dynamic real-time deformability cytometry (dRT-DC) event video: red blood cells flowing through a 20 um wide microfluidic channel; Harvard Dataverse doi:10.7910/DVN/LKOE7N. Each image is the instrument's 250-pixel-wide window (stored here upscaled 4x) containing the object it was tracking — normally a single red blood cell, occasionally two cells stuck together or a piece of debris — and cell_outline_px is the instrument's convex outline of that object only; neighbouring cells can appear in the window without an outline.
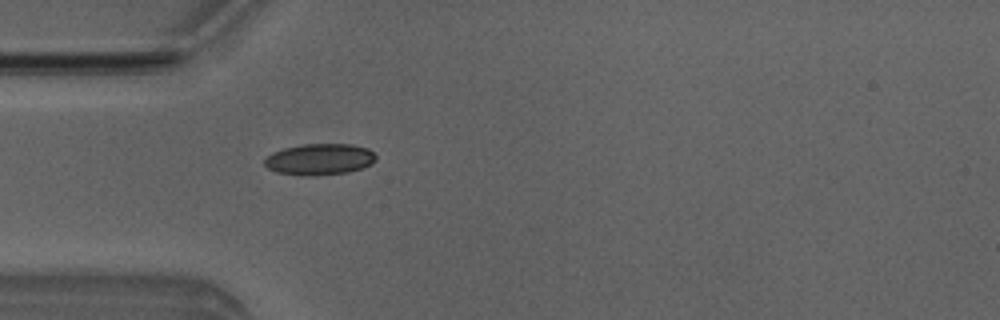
{"species": "Egyptian fruit bat (a non-hibernating species)", "species_latin": "Rousettus aegyptiacus", "temperature_condition": "room temperature", "stored_images_in_passage": 3, "camera_frame_rate_fps": 3000, "um_per_image_px": 0.085, "animal": {"sex": "male"}, "frame": {"image": 1, "passage_image": 3, "time_ms": 2.333, "image_size_px": [1000, 320], "cell_outline_px": [[376, 160], [372, 164], [364, 168], [348, 172], [312, 176], [304, 176], [276, 172], [268, 168], [264, 164], [264, 160], [272, 152], [284, 148], [304, 144], [352, 144], [368, 148], [376, 156]], "centroid_in_image_um": [27.18, 13.54], "position_along_channel_um": 57.8, "area_um2": 20.46}}